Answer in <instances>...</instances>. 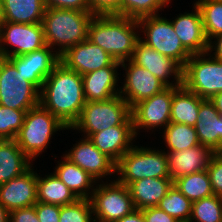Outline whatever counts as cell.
Listing matches in <instances>:
<instances>
[{"label": "cell", "instance_id": "41", "mask_svg": "<svg viewBox=\"0 0 222 222\" xmlns=\"http://www.w3.org/2000/svg\"><path fill=\"white\" fill-rule=\"evenodd\" d=\"M46 9H74L89 12L88 0H44Z\"/></svg>", "mask_w": 222, "mask_h": 222}, {"label": "cell", "instance_id": "32", "mask_svg": "<svg viewBox=\"0 0 222 222\" xmlns=\"http://www.w3.org/2000/svg\"><path fill=\"white\" fill-rule=\"evenodd\" d=\"M195 4L200 10L204 33L209 42L222 33V1L198 0Z\"/></svg>", "mask_w": 222, "mask_h": 222}, {"label": "cell", "instance_id": "33", "mask_svg": "<svg viewBox=\"0 0 222 222\" xmlns=\"http://www.w3.org/2000/svg\"><path fill=\"white\" fill-rule=\"evenodd\" d=\"M157 207L179 222H189L192 202L172 185Z\"/></svg>", "mask_w": 222, "mask_h": 222}, {"label": "cell", "instance_id": "23", "mask_svg": "<svg viewBox=\"0 0 222 222\" xmlns=\"http://www.w3.org/2000/svg\"><path fill=\"white\" fill-rule=\"evenodd\" d=\"M118 67L120 66H106L82 75L86 102L105 101L119 95L120 89L116 90Z\"/></svg>", "mask_w": 222, "mask_h": 222}, {"label": "cell", "instance_id": "12", "mask_svg": "<svg viewBox=\"0 0 222 222\" xmlns=\"http://www.w3.org/2000/svg\"><path fill=\"white\" fill-rule=\"evenodd\" d=\"M179 87H166L161 92L135 104L131 108L135 135H137L140 128L154 129L163 126L164 129L170 123L173 93Z\"/></svg>", "mask_w": 222, "mask_h": 222}, {"label": "cell", "instance_id": "17", "mask_svg": "<svg viewBox=\"0 0 222 222\" xmlns=\"http://www.w3.org/2000/svg\"><path fill=\"white\" fill-rule=\"evenodd\" d=\"M37 201V173L31 168L0 184V203L9 212L33 206Z\"/></svg>", "mask_w": 222, "mask_h": 222}, {"label": "cell", "instance_id": "27", "mask_svg": "<svg viewBox=\"0 0 222 222\" xmlns=\"http://www.w3.org/2000/svg\"><path fill=\"white\" fill-rule=\"evenodd\" d=\"M62 162H58L54 174L71 190L78 199H90V188H93L95 180L83 169L63 156ZM93 184V185H91ZM88 189V190H87ZM88 191V192H87Z\"/></svg>", "mask_w": 222, "mask_h": 222}, {"label": "cell", "instance_id": "9", "mask_svg": "<svg viewBox=\"0 0 222 222\" xmlns=\"http://www.w3.org/2000/svg\"><path fill=\"white\" fill-rule=\"evenodd\" d=\"M91 190L89 200L94 222H117L135 209L128 187L117 180Z\"/></svg>", "mask_w": 222, "mask_h": 222}, {"label": "cell", "instance_id": "46", "mask_svg": "<svg viewBox=\"0 0 222 222\" xmlns=\"http://www.w3.org/2000/svg\"><path fill=\"white\" fill-rule=\"evenodd\" d=\"M210 101L214 104L215 108L219 112V114L222 116V92H219L218 94L214 95Z\"/></svg>", "mask_w": 222, "mask_h": 222}, {"label": "cell", "instance_id": "6", "mask_svg": "<svg viewBox=\"0 0 222 222\" xmlns=\"http://www.w3.org/2000/svg\"><path fill=\"white\" fill-rule=\"evenodd\" d=\"M130 116L131 108L119 94L105 101L86 102L79 119L69 129H79L89 138L93 133L122 125Z\"/></svg>", "mask_w": 222, "mask_h": 222}, {"label": "cell", "instance_id": "22", "mask_svg": "<svg viewBox=\"0 0 222 222\" xmlns=\"http://www.w3.org/2000/svg\"><path fill=\"white\" fill-rule=\"evenodd\" d=\"M194 127L200 145L209 147L213 152L222 151V116L210 100L205 99L200 104Z\"/></svg>", "mask_w": 222, "mask_h": 222}, {"label": "cell", "instance_id": "8", "mask_svg": "<svg viewBox=\"0 0 222 222\" xmlns=\"http://www.w3.org/2000/svg\"><path fill=\"white\" fill-rule=\"evenodd\" d=\"M23 77L7 58L0 57L1 106L29 110L40 104V90Z\"/></svg>", "mask_w": 222, "mask_h": 222}, {"label": "cell", "instance_id": "26", "mask_svg": "<svg viewBox=\"0 0 222 222\" xmlns=\"http://www.w3.org/2000/svg\"><path fill=\"white\" fill-rule=\"evenodd\" d=\"M31 165L15 139L0 140V184L22 175Z\"/></svg>", "mask_w": 222, "mask_h": 222}, {"label": "cell", "instance_id": "14", "mask_svg": "<svg viewBox=\"0 0 222 222\" xmlns=\"http://www.w3.org/2000/svg\"><path fill=\"white\" fill-rule=\"evenodd\" d=\"M60 62L68 69L84 75L106 66H120L121 62L116 61L100 46L92 43L88 38L81 43L67 49L60 55Z\"/></svg>", "mask_w": 222, "mask_h": 222}, {"label": "cell", "instance_id": "44", "mask_svg": "<svg viewBox=\"0 0 222 222\" xmlns=\"http://www.w3.org/2000/svg\"><path fill=\"white\" fill-rule=\"evenodd\" d=\"M216 38L217 42L215 41V45H212V40L208 42V48H207V54L209 52H212V49L214 48L213 51H215L213 58L219 61H222V33L213 37L212 39ZM214 46V47H213Z\"/></svg>", "mask_w": 222, "mask_h": 222}, {"label": "cell", "instance_id": "37", "mask_svg": "<svg viewBox=\"0 0 222 222\" xmlns=\"http://www.w3.org/2000/svg\"><path fill=\"white\" fill-rule=\"evenodd\" d=\"M89 199H77L74 203L60 207L59 222H94Z\"/></svg>", "mask_w": 222, "mask_h": 222}, {"label": "cell", "instance_id": "2", "mask_svg": "<svg viewBox=\"0 0 222 222\" xmlns=\"http://www.w3.org/2000/svg\"><path fill=\"white\" fill-rule=\"evenodd\" d=\"M138 21L118 15H94L88 26V39L116 61L130 60L136 42Z\"/></svg>", "mask_w": 222, "mask_h": 222}, {"label": "cell", "instance_id": "1", "mask_svg": "<svg viewBox=\"0 0 222 222\" xmlns=\"http://www.w3.org/2000/svg\"><path fill=\"white\" fill-rule=\"evenodd\" d=\"M85 103L82 75L60 62L43 83L40 105L71 128L79 119Z\"/></svg>", "mask_w": 222, "mask_h": 222}, {"label": "cell", "instance_id": "11", "mask_svg": "<svg viewBox=\"0 0 222 222\" xmlns=\"http://www.w3.org/2000/svg\"><path fill=\"white\" fill-rule=\"evenodd\" d=\"M3 44H7V46L9 44L14 49L7 50ZM44 46H46V42L42 24L0 22L1 58L25 55Z\"/></svg>", "mask_w": 222, "mask_h": 222}, {"label": "cell", "instance_id": "7", "mask_svg": "<svg viewBox=\"0 0 222 222\" xmlns=\"http://www.w3.org/2000/svg\"><path fill=\"white\" fill-rule=\"evenodd\" d=\"M192 54L183 67V86L200 98L210 100L222 92V61ZM204 57V58H202Z\"/></svg>", "mask_w": 222, "mask_h": 222}, {"label": "cell", "instance_id": "18", "mask_svg": "<svg viewBox=\"0 0 222 222\" xmlns=\"http://www.w3.org/2000/svg\"><path fill=\"white\" fill-rule=\"evenodd\" d=\"M134 137L137 136L134 133L133 120L130 116L122 125L93 133L89 139L99 151L116 164L133 147L131 141L134 140Z\"/></svg>", "mask_w": 222, "mask_h": 222}, {"label": "cell", "instance_id": "30", "mask_svg": "<svg viewBox=\"0 0 222 222\" xmlns=\"http://www.w3.org/2000/svg\"><path fill=\"white\" fill-rule=\"evenodd\" d=\"M173 185L191 202L214 194L207 170L179 177Z\"/></svg>", "mask_w": 222, "mask_h": 222}, {"label": "cell", "instance_id": "5", "mask_svg": "<svg viewBox=\"0 0 222 222\" xmlns=\"http://www.w3.org/2000/svg\"><path fill=\"white\" fill-rule=\"evenodd\" d=\"M67 128L56 116L40 104L29 109L15 140L19 148L32 160L44 149L54 132Z\"/></svg>", "mask_w": 222, "mask_h": 222}, {"label": "cell", "instance_id": "4", "mask_svg": "<svg viewBox=\"0 0 222 222\" xmlns=\"http://www.w3.org/2000/svg\"><path fill=\"white\" fill-rule=\"evenodd\" d=\"M116 179L127 187L140 179L169 178L168 158L166 152L137 146L129 149L116 163Z\"/></svg>", "mask_w": 222, "mask_h": 222}, {"label": "cell", "instance_id": "16", "mask_svg": "<svg viewBox=\"0 0 222 222\" xmlns=\"http://www.w3.org/2000/svg\"><path fill=\"white\" fill-rule=\"evenodd\" d=\"M48 45L31 53L8 57L25 80L41 90L44 81L60 63V55ZM53 52V53H52ZM55 52V53H54Z\"/></svg>", "mask_w": 222, "mask_h": 222}, {"label": "cell", "instance_id": "15", "mask_svg": "<svg viewBox=\"0 0 222 222\" xmlns=\"http://www.w3.org/2000/svg\"><path fill=\"white\" fill-rule=\"evenodd\" d=\"M127 61L129 63L125 65ZM121 66L126 71V78L119 94L129 104L130 108L166 88L156 76L131 60L122 61Z\"/></svg>", "mask_w": 222, "mask_h": 222}, {"label": "cell", "instance_id": "40", "mask_svg": "<svg viewBox=\"0 0 222 222\" xmlns=\"http://www.w3.org/2000/svg\"><path fill=\"white\" fill-rule=\"evenodd\" d=\"M34 206L40 222H59L61 206L38 201Z\"/></svg>", "mask_w": 222, "mask_h": 222}, {"label": "cell", "instance_id": "36", "mask_svg": "<svg viewBox=\"0 0 222 222\" xmlns=\"http://www.w3.org/2000/svg\"><path fill=\"white\" fill-rule=\"evenodd\" d=\"M28 110H15L0 105V140L15 139Z\"/></svg>", "mask_w": 222, "mask_h": 222}, {"label": "cell", "instance_id": "13", "mask_svg": "<svg viewBox=\"0 0 222 222\" xmlns=\"http://www.w3.org/2000/svg\"><path fill=\"white\" fill-rule=\"evenodd\" d=\"M138 66L144 67L156 76L166 87L183 85V67L174 59L162 55L149 47L140 39L136 42L133 55L130 59ZM174 76L175 84L168 80Z\"/></svg>", "mask_w": 222, "mask_h": 222}, {"label": "cell", "instance_id": "42", "mask_svg": "<svg viewBox=\"0 0 222 222\" xmlns=\"http://www.w3.org/2000/svg\"><path fill=\"white\" fill-rule=\"evenodd\" d=\"M145 222H179L157 206L142 210Z\"/></svg>", "mask_w": 222, "mask_h": 222}, {"label": "cell", "instance_id": "28", "mask_svg": "<svg viewBox=\"0 0 222 222\" xmlns=\"http://www.w3.org/2000/svg\"><path fill=\"white\" fill-rule=\"evenodd\" d=\"M205 99L188 91L183 85L174 93L171 104L170 122L195 126L200 104Z\"/></svg>", "mask_w": 222, "mask_h": 222}, {"label": "cell", "instance_id": "39", "mask_svg": "<svg viewBox=\"0 0 222 222\" xmlns=\"http://www.w3.org/2000/svg\"><path fill=\"white\" fill-rule=\"evenodd\" d=\"M93 15L122 16V0H88Z\"/></svg>", "mask_w": 222, "mask_h": 222}, {"label": "cell", "instance_id": "3", "mask_svg": "<svg viewBox=\"0 0 222 222\" xmlns=\"http://www.w3.org/2000/svg\"><path fill=\"white\" fill-rule=\"evenodd\" d=\"M93 16L91 12L74 9H46L42 19L46 45L60 46L57 53L62 55L70 47L85 41Z\"/></svg>", "mask_w": 222, "mask_h": 222}, {"label": "cell", "instance_id": "48", "mask_svg": "<svg viewBox=\"0 0 222 222\" xmlns=\"http://www.w3.org/2000/svg\"><path fill=\"white\" fill-rule=\"evenodd\" d=\"M0 22H1V6H0Z\"/></svg>", "mask_w": 222, "mask_h": 222}, {"label": "cell", "instance_id": "34", "mask_svg": "<svg viewBox=\"0 0 222 222\" xmlns=\"http://www.w3.org/2000/svg\"><path fill=\"white\" fill-rule=\"evenodd\" d=\"M222 222V198L213 194L192 202L189 222Z\"/></svg>", "mask_w": 222, "mask_h": 222}, {"label": "cell", "instance_id": "19", "mask_svg": "<svg viewBox=\"0 0 222 222\" xmlns=\"http://www.w3.org/2000/svg\"><path fill=\"white\" fill-rule=\"evenodd\" d=\"M65 157L86 171L95 181L115 173L116 164L99 151L88 137L75 144Z\"/></svg>", "mask_w": 222, "mask_h": 222}, {"label": "cell", "instance_id": "10", "mask_svg": "<svg viewBox=\"0 0 222 222\" xmlns=\"http://www.w3.org/2000/svg\"><path fill=\"white\" fill-rule=\"evenodd\" d=\"M137 21L146 36V39H141L142 42L162 55L174 59L182 67L186 65L192 54L182 45L168 19L155 15L143 17Z\"/></svg>", "mask_w": 222, "mask_h": 222}, {"label": "cell", "instance_id": "43", "mask_svg": "<svg viewBox=\"0 0 222 222\" xmlns=\"http://www.w3.org/2000/svg\"><path fill=\"white\" fill-rule=\"evenodd\" d=\"M10 222H40L35 206L20 208L10 212Z\"/></svg>", "mask_w": 222, "mask_h": 222}, {"label": "cell", "instance_id": "31", "mask_svg": "<svg viewBox=\"0 0 222 222\" xmlns=\"http://www.w3.org/2000/svg\"><path fill=\"white\" fill-rule=\"evenodd\" d=\"M165 143L169 152L183 151L200 145L194 126L170 122L164 128Z\"/></svg>", "mask_w": 222, "mask_h": 222}, {"label": "cell", "instance_id": "29", "mask_svg": "<svg viewBox=\"0 0 222 222\" xmlns=\"http://www.w3.org/2000/svg\"><path fill=\"white\" fill-rule=\"evenodd\" d=\"M78 198L54 174L40 178L37 175V200L38 202L64 206L74 203Z\"/></svg>", "mask_w": 222, "mask_h": 222}, {"label": "cell", "instance_id": "24", "mask_svg": "<svg viewBox=\"0 0 222 222\" xmlns=\"http://www.w3.org/2000/svg\"><path fill=\"white\" fill-rule=\"evenodd\" d=\"M173 185L171 178H146L132 182L128 189L135 209L157 206Z\"/></svg>", "mask_w": 222, "mask_h": 222}, {"label": "cell", "instance_id": "45", "mask_svg": "<svg viewBox=\"0 0 222 222\" xmlns=\"http://www.w3.org/2000/svg\"><path fill=\"white\" fill-rule=\"evenodd\" d=\"M117 222H145L142 210L134 209L130 214L124 216Z\"/></svg>", "mask_w": 222, "mask_h": 222}, {"label": "cell", "instance_id": "20", "mask_svg": "<svg viewBox=\"0 0 222 222\" xmlns=\"http://www.w3.org/2000/svg\"><path fill=\"white\" fill-rule=\"evenodd\" d=\"M192 13L179 14L171 21L175 33L182 45L191 54H203L207 52L208 41L206 39L202 17L199 8L194 4Z\"/></svg>", "mask_w": 222, "mask_h": 222}, {"label": "cell", "instance_id": "35", "mask_svg": "<svg viewBox=\"0 0 222 222\" xmlns=\"http://www.w3.org/2000/svg\"><path fill=\"white\" fill-rule=\"evenodd\" d=\"M170 0H122V16L138 20L155 16Z\"/></svg>", "mask_w": 222, "mask_h": 222}, {"label": "cell", "instance_id": "47", "mask_svg": "<svg viewBox=\"0 0 222 222\" xmlns=\"http://www.w3.org/2000/svg\"><path fill=\"white\" fill-rule=\"evenodd\" d=\"M0 222H10V212L0 203Z\"/></svg>", "mask_w": 222, "mask_h": 222}, {"label": "cell", "instance_id": "38", "mask_svg": "<svg viewBox=\"0 0 222 222\" xmlns=\"http://www.w3.org/2000/svg\"><path fill=\"white\" fill-rule=\"evenodd\" d=\"M206 170L210 177L213 193L222 198V151L213 153Z\"/></svg>", "mask_w": 222, "mask_h": 222}, {"label": "cell", "instance_id": "25", "mask_svg": "<svg viewBox=\"0 0 222 222\" xmlns=\"http://www.w3.org/2000/svg\"><path fill=\"white\" fill-rule=\"evenodd\" d=\"M1 21L19 24H42L44 0H0Z\"/></svg>", "mask_w": 222, "mask_h": 222}, {"label": "cell", "instance_id": "21", "mask_svg": "<svg viewBox=\"0 0 222 222\" xmlns=\"http://www.w3.org/2000/svg\"><path fill=\"white\" fill-rule=\"evenodd\" d=\"M213 153L209 147L204 145L183 151L167 152L169 178L174 181L179 177L206 170Z\"/></svg>", "mask_w": 222, "mask_h": 222}]
</instances>
